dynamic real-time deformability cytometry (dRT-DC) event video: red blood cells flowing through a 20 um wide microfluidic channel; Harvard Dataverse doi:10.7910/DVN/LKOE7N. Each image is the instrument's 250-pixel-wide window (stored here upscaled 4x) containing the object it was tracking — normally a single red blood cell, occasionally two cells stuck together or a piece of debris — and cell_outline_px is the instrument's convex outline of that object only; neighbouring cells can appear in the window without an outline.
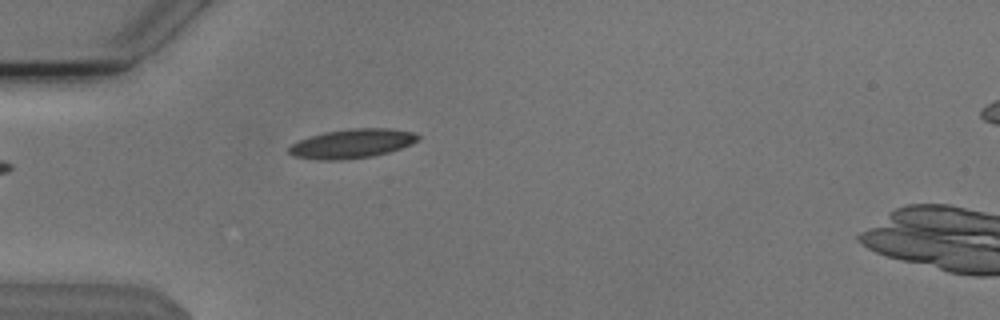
{"species": "Egyptian fruit bat (a non-hibernating species)", "species_latin": "Rousettus aegyptiacus", "temperature_condition": "cold", "stored_images_in_passage": 3, "camera_frame_rate_fps": 3000, "um_per_image_px": 0.085, "animal": {"sex": "male"}, "frame": {"image": 1, "passage_image": 3, "time_ms": 0.667, "image_size_px": [1000, 320], "cell_outline_px": [[420, 136], [412, 144], [388, 152], [372, 156], [340, 160], [320, 160], [292, 156], [288, 152], [288, 148], [292, 144], [300, 140], [324, 132], [352, 128], [388, 128], [412, 132]], "centroid_in_image_um": [29.9, 12.21], "position_along_channel_um": 55.1, "area_um2": 21.73}}